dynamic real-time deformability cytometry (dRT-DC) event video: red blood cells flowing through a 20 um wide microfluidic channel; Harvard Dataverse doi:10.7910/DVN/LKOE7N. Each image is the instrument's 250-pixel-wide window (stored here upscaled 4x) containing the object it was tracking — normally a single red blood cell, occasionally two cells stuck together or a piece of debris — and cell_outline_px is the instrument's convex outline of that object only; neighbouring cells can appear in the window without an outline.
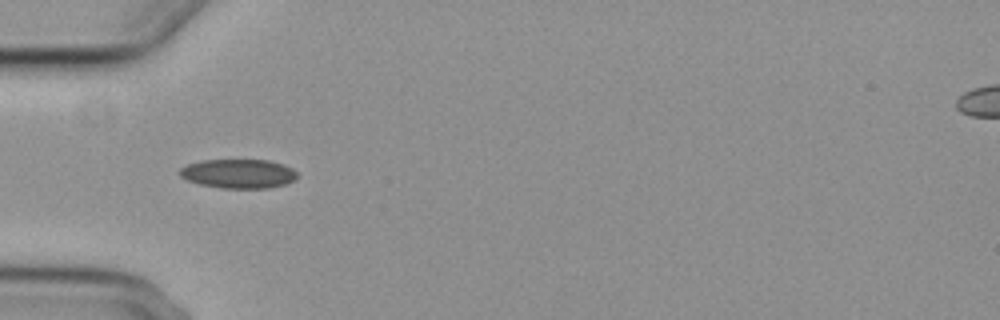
{"species": "common noctule bat (a hibernating species)", "species_latin": "Nyctalus noctula", "temperature_condition": "cold", "stored_images_in_passage": 30, "camera_frame_rate_fps": 3000, "um_per_image_px": 0.085, "animal": {"sex": "female", "body_mass_g": 29.2, "forearm_length_mm": 56.3}, "frame": {"image": 1, "passage_image": 1, "time_ms": 0.0, "image_size_px": [1000, 320], "cell_outline_px": [[296, 176], [292, 180], [284, 184], [268, 188], [220, 188], [200, 184], [188, 180], [180, 176], [180, 168], [188, 164], [200, 160], [268, 160], [284, 164], [292, 168], [296, 172]], "centroid_in_image_um": [20.25, 14.75], "position_along_channel_um": 64.8, "area_um2": 19.83}}
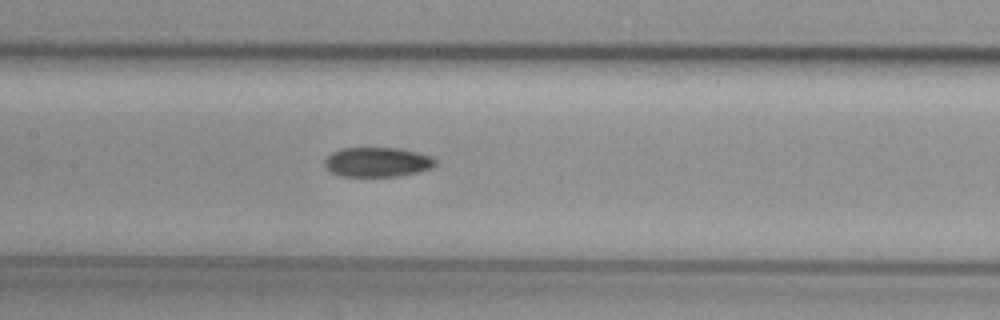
{"frame": {"image": 2, "passage_image": 10, "time_ms": 3.0, "image_size_px": [1000, 320], "cell_outline_px": [[436, 164], [432, 168], [400, 176], [340, 176], [332, 172], [324, 164], [324, 160], [332, 152], [340, 148], [396, 148], [416, 152], [432, 156], [436, 160]], "centroid_in_image_um": [32.08, 13.77], "position_along_channel_um": 175.3, "area_um2": 19.02}}
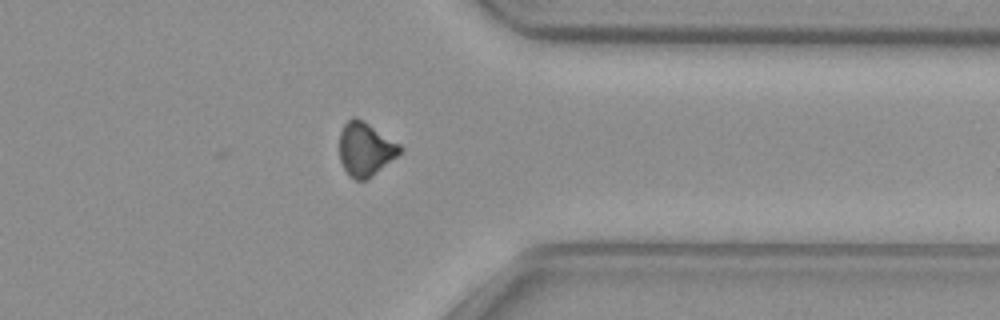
{"frame": {"image": 3, "passage_image": 27, "time_ms": 8.667, "image_size_px": [1000, 320], "cell_outline_px": [[404, 148], [396, 156], [368, 180], [356, 180], [344, 168], [340, 160], [340, 132], [344, 124], [352, 116], [356, 116], [364, 120], [400, 144]], "centroid_in_image_um": [31.06, 12.65], "position_along_channel_um": 380.3, "area_um2": 18.84}}